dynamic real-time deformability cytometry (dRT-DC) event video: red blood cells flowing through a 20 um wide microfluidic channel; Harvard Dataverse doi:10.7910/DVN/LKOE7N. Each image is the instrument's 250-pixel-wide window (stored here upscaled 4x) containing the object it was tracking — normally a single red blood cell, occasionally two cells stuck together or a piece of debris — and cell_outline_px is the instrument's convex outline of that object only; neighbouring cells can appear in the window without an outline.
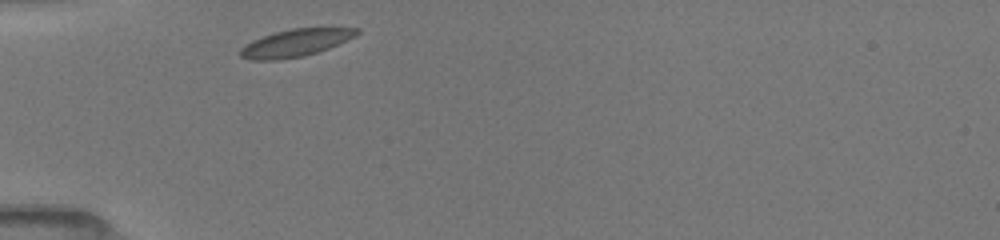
{"species": "common noctule bat (a hibernating species)", "species_latin": "Nyctalus noctula", "temperature_condition": "room temperature", "stored_images_in_passage": 9, "camera_frame_rate_fps": 3000, "um_per_image_px": 0.085, "animal": {"sex": "female", "body_mass_g": 19.5, "forearm_length_mm": 54.1}, "frame": {"image": 1, "passage_image": 1, "time_ms": 0.0, "image_size_px": [1000, 240], "cell_outline_px": [[360, 32], [356, 36], [348, 40], [328, 48], [304, 56], [280, 60], [252, 60], [240, 56], [240, 48], [244, 44], [252, 40], [276, 32], [292, 28], [360, 28]], "centroid_in_image_um": [25.11, 3.65], "position_along_channel_um": 59.9, "area_um2": 18.55}}
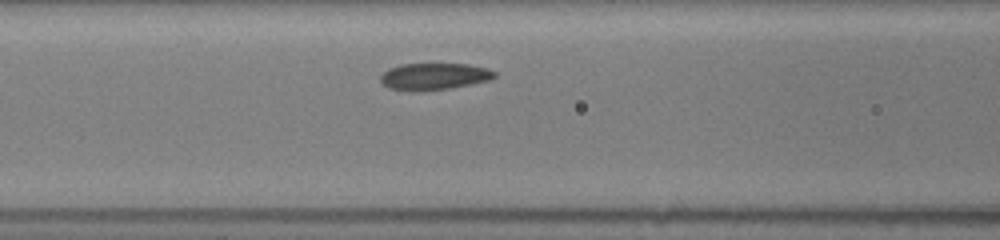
{"frame": {"image": 2, "passage_image": 6, "time_ms": 2.0, "image_size_px": [1000, 240], "cell_outline_px": [[496, 76], [492, 80], [448, 88], [420, 92], [412, 92], [388, 88], [380, 80], [380, 76], [388, 68], [400, 64], [468, 64], [484, 68], [496, 72]], "centroid_in_image_um": [36.86, 6.51], "position_along_channel_um": 129.7, "area_um2": 17.92}}
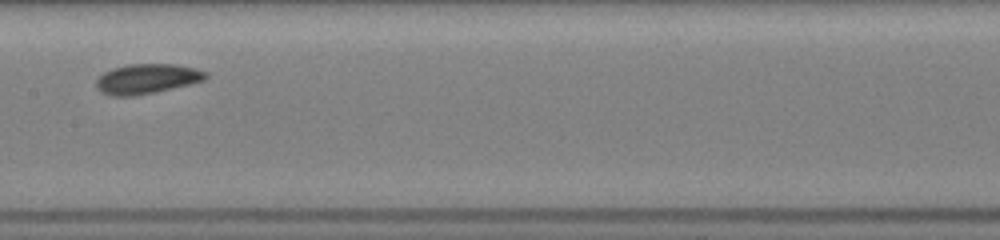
{"frame": {"image": 3, "passage_image": 8, "time_ms": 3.667, "image_size_px": [1000, 240], "cell_outline_px": [[208, 76], [204, 80], [192, 84], [156, 92], [136, 96], [108, 96], [100, 92], [96, 88], [96, 80], [104, 72], [112, 68], [128, 64], [176, 64], [196, 68], [208, 72]], "centroid_in_image_um": [12.49, 6.71], "position_along_channel_um": 194.9, "area_um2": 19.42}}